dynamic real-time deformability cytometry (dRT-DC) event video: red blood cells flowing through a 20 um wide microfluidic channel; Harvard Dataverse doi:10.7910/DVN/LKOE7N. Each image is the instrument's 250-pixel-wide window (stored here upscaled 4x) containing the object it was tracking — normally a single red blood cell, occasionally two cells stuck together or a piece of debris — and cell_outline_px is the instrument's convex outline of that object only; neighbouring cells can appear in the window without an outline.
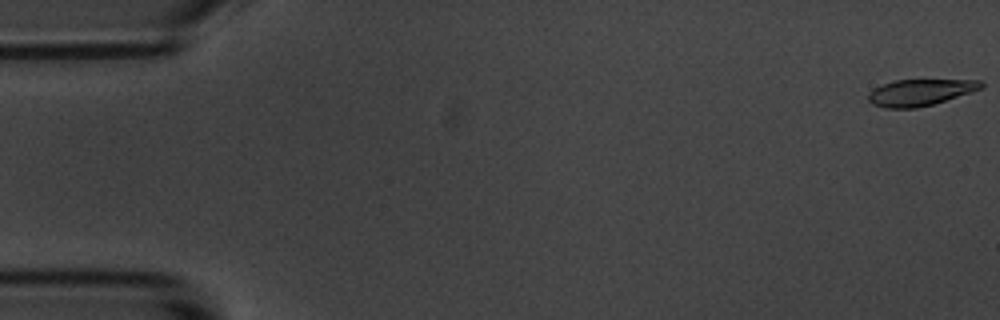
{"species": "common noctule bat (a hibernating species)", "species_latin": "Nyctalus noctula", "temperature_condition": "room temperature", "stored_images_in_passage": 10, "camera_frame_rate_fps": 3000, "um_per_image_px": 0.085, "animal": {"sex": "male", "body_mass_g": 20.1, "forearm_length_mm": 53.5}, "frame": {"image": 1, "passage_image": 1, "time_ms": 0.0, "image_size_px": [1000, 320], "cell_outline_px": [[984, 88], [972, 92], [932, 104], [916, 108], [884, 108], [872, 104], [868, 100], [868, 92], [884, 84], [896, 80], [980, 80], [984, 84]], "centroid_in_image_um": [78.22, 7.86], "position_along_channel_um": 6.8, "area_um2": 17.28}}
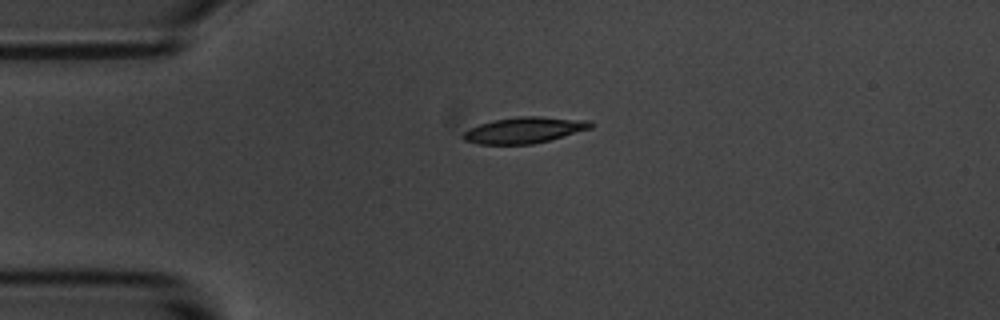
{"frame": {"image": 2, "passage_image": 4, "time_ms": 4.333, "image_size_px": [1000, 320], "cell_outline_px": [[596, 124], [592, 128], [548, 140], [532, 144], [476, 144], [464, 140], [460, 136], [464, 132], [480, 124], [496, 120], [516, 116], [540, 116], [588, 120]], "centroid_in_image_um": [44.58, 11.05], "position_along_channel_um": 40.4, "area_um2": 19.31}}
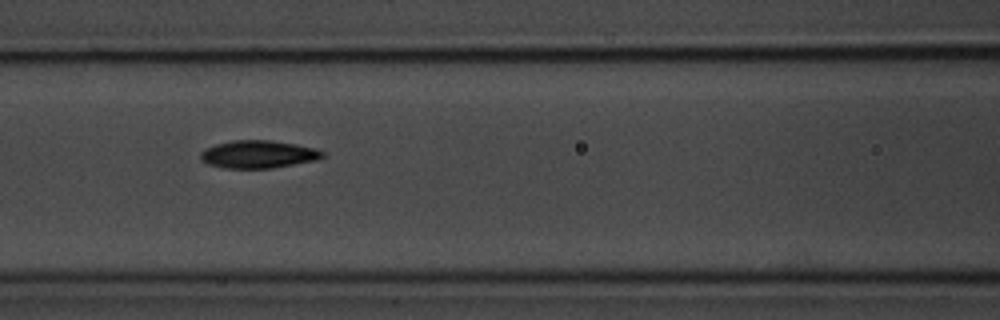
{"frame": {"image": 3, "passage_image": 7, "time_ms": 8.0, "image_size_px": [1000, 320], "cell_outline_px": [[328, 156], [316, 160], [272, 168], [224, 168], [208, 164], [200, 160], [200, 152], [216, 144], [232, 140], [272, 140], [296, 144], [316, 148], [324, 152]], "centroid_in_image_um": [21.99, 13.11], "position_along_channel_um": 144.6, "area_um2": 19.83}}